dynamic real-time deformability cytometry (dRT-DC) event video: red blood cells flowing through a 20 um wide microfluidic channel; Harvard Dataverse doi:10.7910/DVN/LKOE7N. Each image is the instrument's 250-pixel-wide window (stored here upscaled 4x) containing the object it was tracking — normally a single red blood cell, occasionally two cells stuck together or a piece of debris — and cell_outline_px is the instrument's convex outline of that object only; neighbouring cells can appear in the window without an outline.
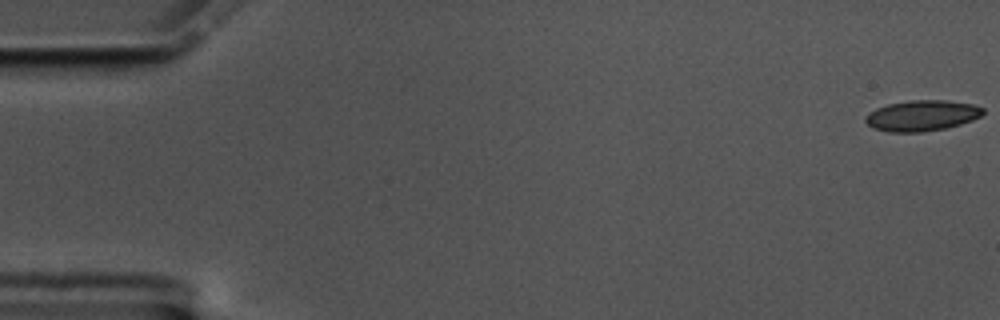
{"species": "common noctule bat (a hibernating species)", "species_latin": "Nyctalus noctula", "temperature_condition": "cold", "stored_images_in_passage": 11, "camera_frame_rate_fps": 3000, "um_per_image_px": 0.085, "animal": {"sex": "male", "body_mass_g": 17.5, "forearm_length_mm": 52.3}, "frame": {"image": 1, "passage_image": 1, "time_ms": 0.0, "image_size_px": [1000, 320], "cell_outline_px": [[984, 112], [980, 116], [972, 120], [960, 124], [944, 128], [924, 132], [888, 132], [872, 128], [864, 120], [864, 116], [876, 108], [888, 104], [912, 100], [944, 100], [972, 104], [984, 108]], "centroid_in_image_um": [78.33, 9.83], "position_along_channel_um": 6.7, "area_um2": 21.04}}